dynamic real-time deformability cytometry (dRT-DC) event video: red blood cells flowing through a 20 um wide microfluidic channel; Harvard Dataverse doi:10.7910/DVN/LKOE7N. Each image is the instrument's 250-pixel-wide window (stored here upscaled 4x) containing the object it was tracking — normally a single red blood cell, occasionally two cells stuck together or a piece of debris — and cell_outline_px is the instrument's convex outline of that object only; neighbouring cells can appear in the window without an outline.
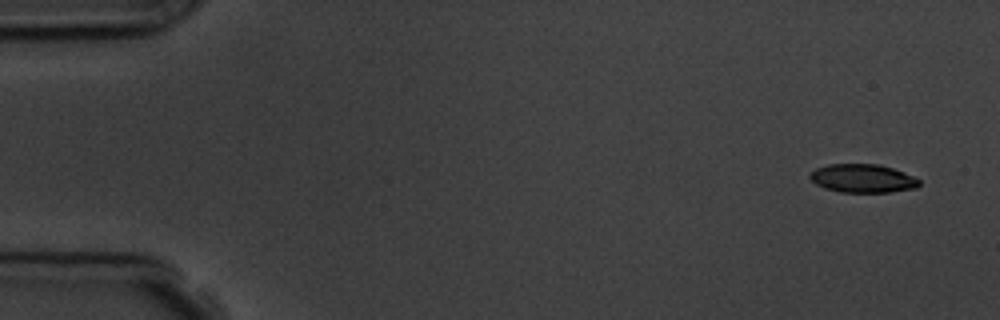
{"species": "common noctule bat (a hibernating species)", "species_latin": "Nyctalus noctula", "temperature_condition": "room temperature", "stored_images_in_passage": 6, "camera_frame_rate_fps": 3000, "um_per_image_px": 0.085, "animal": {"sex": "male", "body_mass_g": 19.5, "forearm_length_mm": 54.6}, "frame": {"image": 1, "passage_image": 1, "time_ms": 0.0, "image_size_px": [1000, 320], "cell_outline_px": [[920, 184], [916, 188], [888, 192], [840, 192], [824, 188], [816, 184], [808, 176], [816, 168], [828, 164], [880, 164], [904, 172], [920, 180]], "centroid_in_image_um": [73.32, 15.16], "position_along_channel_um": 11.7, "area_um2": 18.09}}
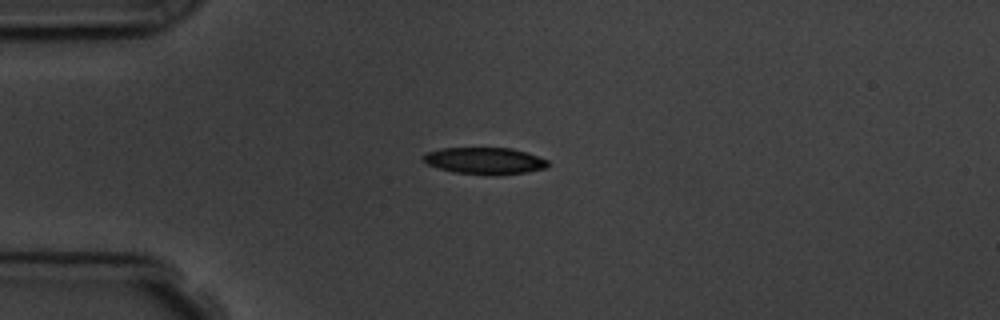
{"frame": {"image": 2, "passage_image": 4, "time_ms": 3.667, "image_size_px": [1000, 320], "cell_outline_px": [[548, 168], [528, 172], [496, 176], [456, 172], [440, 168], [428, 164], [424, 160], [424, 156], [428, 152], [440, 148], [512, 148], [528, 152], [548, 160]], "centroid_in_image_um": [41.29, 13.67], "position_along_channel_um": 43.7, "area_um2": 19.48}}